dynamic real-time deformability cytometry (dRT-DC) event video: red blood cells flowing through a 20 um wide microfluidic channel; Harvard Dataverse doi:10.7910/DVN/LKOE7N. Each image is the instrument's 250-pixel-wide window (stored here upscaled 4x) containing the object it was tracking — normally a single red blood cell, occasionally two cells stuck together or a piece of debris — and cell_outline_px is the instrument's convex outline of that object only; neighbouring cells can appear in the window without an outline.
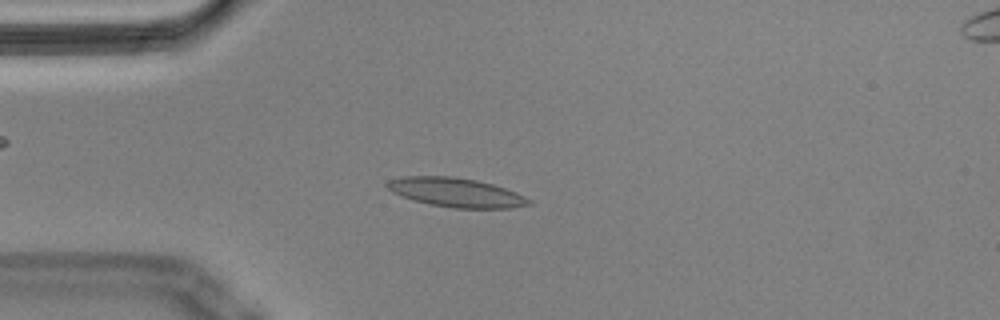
{"species": "Egyptian fruit bat (a non-hibernating species)", "species_latin": "Rousettus aegyptiacus", "temperature_condition": "cold", "stored_images_in_passage": 55, "camera_frame_rate_fps": 3000, "um_per_image_px": 0.085, "animal": {"sex": "male"}, "frame": {"image": 1, "passage_image": 13, "time_ms": 4.0, "image_size_px": [1000, 320], "cell_outline_px": [[532, 204], [512, 208], [452, 208], [428, 204], [400, 196], [392, 192], [384, 184], [388, 180], [400, 176], [452, 176], [476, 180], [492, 184], [516, 192], [532, 200]], "centroid_in_image_um": [38.73, 16.36], "position_along_channel_um": 46.3, "area_um2": 24.22}}
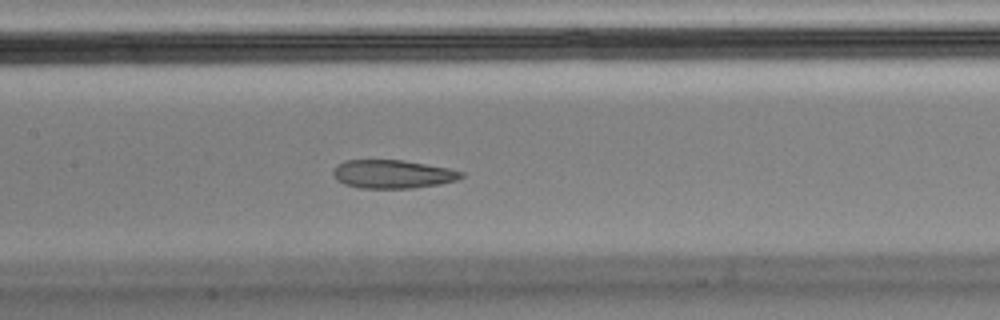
{"frame": {"image": 2, "passage_image": 25, "time_ms": 8.0, "image_size_px": [1000, 320], "cell_outline_px": [[464, 176], [456, 180], [440, 184], [412, 188], [360, 188], [344, 184], [336, 180], [332, 172], [336, 164], [344, 160], [404, 160], [448, 168], [464, 172]], "centroid_in_image_um": [33.35, 14.79], "position_along_channel_um": 174.1, "area_um2": 21.33}}
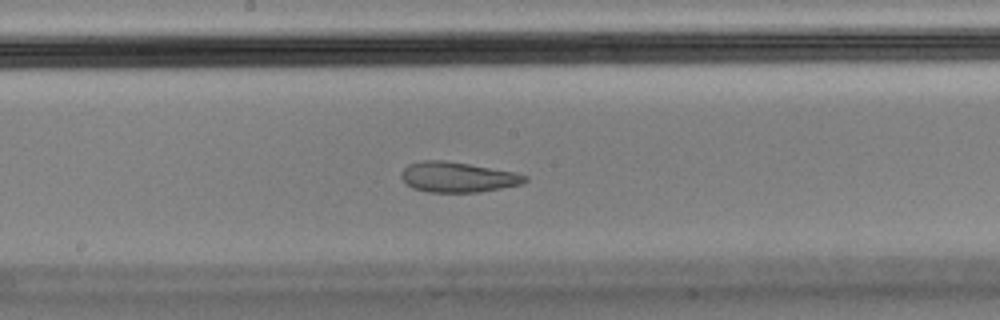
{"frame": {"image": 3, "passage_image": 28, "time_ms": 9.0, "image_size_px": [1000, 320], "cell_outline_px": [[528, 180], [524, 184], [480, 192], [428, 192], [412, 188], [400, 176], [400, 172], [408, 164], [424, 160], [444, 160], [468, 164], [512, 172], [528, 176]], "centroid_in_image_um": [38.9, 15.06], "position_along_channel_um": 209.3, "area_um2": 21.73}, "authors_computed_cell_mechanics": {"area_um2": 23.2356, "velocity_mm_per_s": 3.54, "shape_relaxation_time_tau1_ms": null, "shape_relaxation_time_tau2_ms": 1.5597, "deformation_change_tau1": null, "deformation_change_tau2": 0.078}}